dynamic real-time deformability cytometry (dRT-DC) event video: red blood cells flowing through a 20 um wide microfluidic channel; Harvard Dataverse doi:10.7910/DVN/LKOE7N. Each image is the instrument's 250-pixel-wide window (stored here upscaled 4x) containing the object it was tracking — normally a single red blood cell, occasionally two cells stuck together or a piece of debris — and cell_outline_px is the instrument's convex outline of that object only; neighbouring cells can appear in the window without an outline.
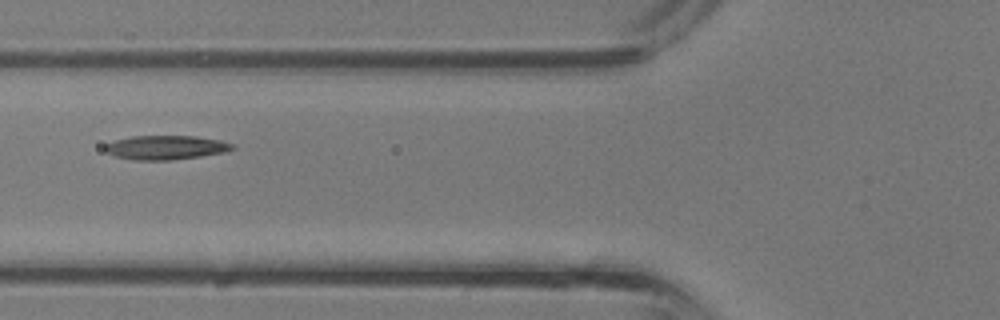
{"species": "common noctule bat (a hibernating species)", "species_latin": "Nyctalus noctula", "temperature_condition": "room temperature", "stored_images_in_passage": 27, "camera_frame_rate_fps": 3000, "um_per_image_px": 0.085, "animal": {"sex": "male", "body_mass_g": 13.3}, "frame": {"image": 1, "passage_image": 5, "time_ms": 1.333, "image_size_px": [1000, 320], "cell_outline_px": [[236, 148], [224, 152], [200, 156], [172, 160], [132, 160], [116, 156], [108, 152], [104, 148], [104, 144], [112, 140], [132, 136], [196, 136], [220, 140], [232, 144]], "centroid_in_image_um": [14.06, 12.53], "position_along_channel_um": 111.7, "area_um2": 17.92}}
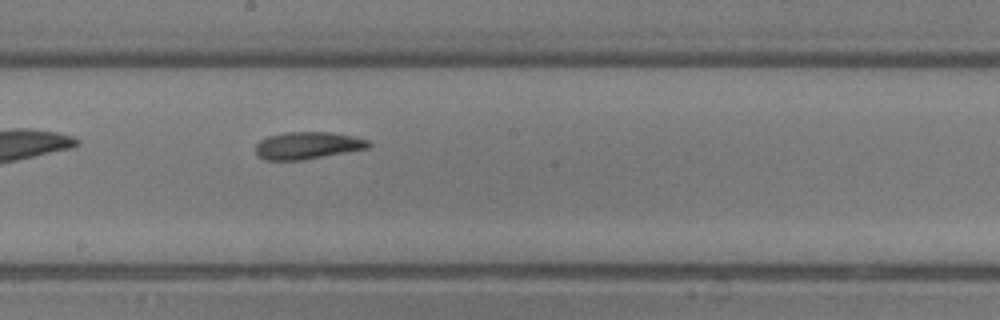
{"frame": {"image": 2, "passage_image": 11, "time_ms": 3.333, "image_size_px": [1000, 320], "cell_outline_px": [[372, 144], [368, 148], [304, 160], [264, 160], [256, 156], [256, 144], [260, 140], [268, 136], [284, 132], [328, 132], [352, 136], [368, 140]], "centroid_in_image_um": [26.11, 12.37], "position_along_channel_um": 222.1, "area_um2": 17.98}}
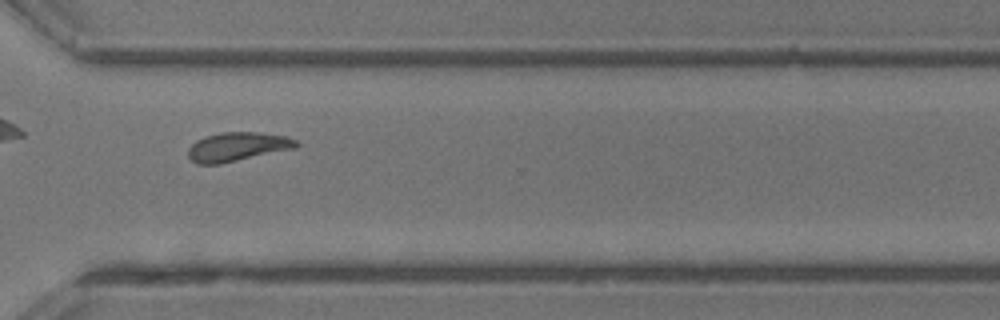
{"frame": {"image": 3, "passage_image": 18, "time_ms": 5.667, "image_size_px": [1000, 320], "cell_outline_px": [[300, 144], [296, 148], [220, 164], [196, 164], [188, 156], [188, 148], [196, 140], [204, 136], [220, 132], [260, 132], [284, 136], [296, 140]], "centroid_in_image_um": [20.16, 12.47], "position_along_channel_um": 350.4, "area_um2": 18.32}}